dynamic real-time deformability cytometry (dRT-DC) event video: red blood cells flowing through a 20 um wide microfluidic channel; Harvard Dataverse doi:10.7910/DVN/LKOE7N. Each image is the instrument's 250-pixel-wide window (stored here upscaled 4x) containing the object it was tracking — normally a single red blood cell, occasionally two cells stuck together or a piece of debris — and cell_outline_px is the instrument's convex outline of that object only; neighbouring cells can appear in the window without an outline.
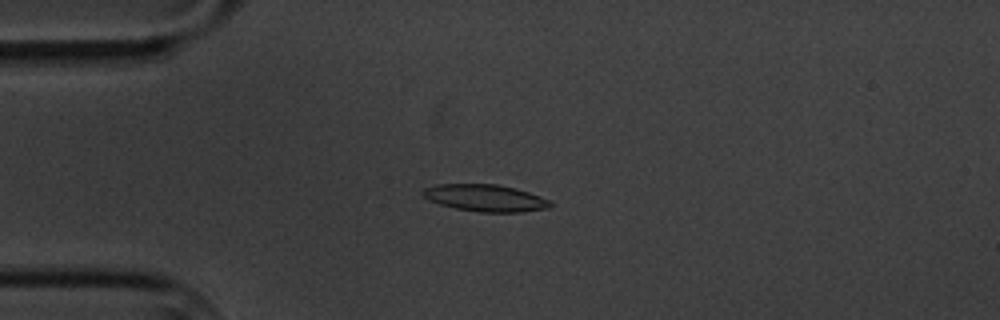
{"species": "common noctule bat (a hibernating species)", "species_latin": "Nyctalus noctula", "temperature_condition": "cold", "stored_images_in_passage": 6, "camera_frame_rate_fps": 3000, "um_per_image_px": 0.085, "animal": {"sex": "male", "body_mass_g": 20.1, "forearm_length_mm": 53.5}, "frame": {"image": 1, "passage_image": 4, "time_ms": 3.667, "image_size_px": [1000, 320], "cell_outline_px": [[552, 204], [548, 208], [520, 212], [480, 212], [456, 208], [440, 204], [428, 200], [420, 192], [424, 188], [436, 184], [496, 184], [516, 188], [540, 196], [548, 200]], "centroid_in_image_um": [41.22, 16.82], "position_along_channel_um": 43.8, "area_um2": 19.94}}
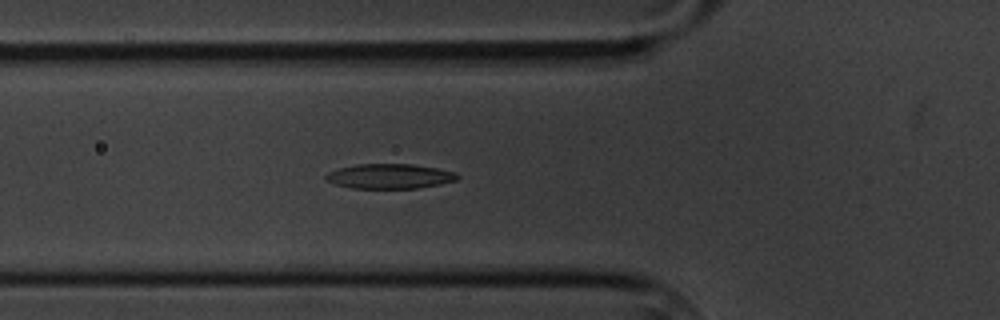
{"frame": {"image": 2, "passage_image": 6, "time_ms": 5.667, "image_size_px": [1000, 320], "cell_outline_px": [[460, 176], [456, 180], [440, 184], [416, 188], [352, 188], [332, 184], [324, 180], [324, 176], [328, 172], [340, 168], [356, 164], [412, 164], [436, 168], [456, 172]], "centroid_in_image_um": [33.08, 14.98], "position_along_channel_um": 92.7, "area_um2": 19.07}}